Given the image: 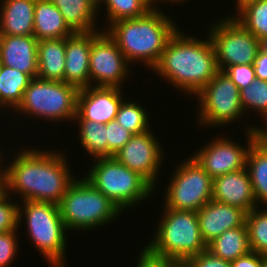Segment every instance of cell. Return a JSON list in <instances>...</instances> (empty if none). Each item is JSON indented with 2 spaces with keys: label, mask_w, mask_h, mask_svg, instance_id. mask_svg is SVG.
I'll list each match as a JSON object with an SVG mask.
<instances>
[{
  "label": "cell",
  "mask_w": 267,
  "mask_h": 267,
  "mask_svg": "<svg viewBox=\"0 0 267 267\" xmlns=\"http://www.w3.org/2000/svg\"><path fill=\"white\" fill-rule=\"evenodd\" d=\"M246 169L257 206L259 204L262 206L267 205V149L258 140L249 149Z\"/></svg>",
  "instance_id": "cell-25"
},
{
  "label": "cell",
  "mask_w": 267,
  "mask_h": 267,
  "mask_svg": "<svg viewBox=\"0 0 267 267\" xmlns=\"http://www.w3.org/2000/svg\"><path fill=\"white\" fill-rule=\"evenodd\" d=\"M16 231L18 230L0 233V267H9L20 251Z\"/></svg>",
  "instance_id": "cell-35"
},
{
  "label": "cell",
  "mask_w": 267,
  "mask_h": 267,
  "mask_svg": "<svg viewBox=\"0 0 267 267\" xmlns=\"http://www.w3.org/2000/svg\"><path fill=\"white\" fill-rule=\"evenodd\" d=\"M233 16L236 21L258 40L267 37V0H259L244 6Z\"/></svg>",
  "instance_id": "cell-28"
},
{
  "label": "cell",
  "mask_w": 267,
  "mask_h": 267,
  "mask_svg": "<svg viewBox=\"0 0 267 267\" xmlns=\"http://www.w3.org/2000/svg\"><path fill=\"white\" fill-rule=\"evenodd\" d=\"M207 250L214 256L230 262L252 252L246 224L224 231L208 244Z\"/></svg>",
  "instance_id": "cell-24"
},
{
  "label": "cell",
  "mask_w": 267,
  "mask_h": 267,
  "mask_svg": "<svg viewBox=\"0 0 267 267\" xmlns=\"http://www.w3.org/2000/svg\"><path fill=\"white\" fill-rule=\"evenodd\" d=\"M184 267H232L230 261L214 256L210 251L205 250L198 255L190 257Z\"/></svg>",
  "instance_id": "cell-37"
},
{
  "label": "cell",
  "mask_w": 267,
  "mask_h": 267,
  "mask_svg": "<svg viewBox=\"0 0 267 267\" xmlns=\"http://www.w3.org/2000/svg\"><path fill=\"white\" fill-rule=\"evenodd\" d=\"M91 32H74L65 41L64 82L78 90L90 86Z\"/></svg>",
  "instance_id": "cell-17"
},
{
  "label": "cell",
  "mask_w": 267,
  "mask_h": 267,
  "mask_svg": "<svg viewBox=\"0 0 267 267\" xmlns=\"http://www.w3.org/2000/svg\"><path fill=\"white\" fill-rule=\"evenodd\" d=\"M78 89L66 82L33 78L25 89L22 102L14 110L48 121H74ZM28 114V115H27Z\"/></svg>",
  "instance_id": "cell-8"
},
{
  "label": "cell",
  "mask_w": 267,
  "mask_h": 267,
  "mask_svg": "<svg viewBox=\"0 0 267 267\" xmlns=\"http://www.w3.org/2000/svg\"><path fill=\"white\" fill-rule=\"evenodd\" d=\"M107 131V157H113L126 143L133 134L120 126L116 120L105 124Z\"/></svg>",
  "instance_id": "cell-33"
},
{
  "label": "cell",
  "mask_w": 267,
  "mask_h": 267,
  "mask_svg": "<svg viewBox=\"0 0 267 267\" xmlns=\"http://www.w3.org/2000/svg\"><path fill=\"white\" fill-rule=\"evenodd\" d=\"M63 15L64 21L73 32H93L99 8L98 0H49ZM98 9V10H97Z\"/></svg>",
  "instance_id": "cell-21"
},
{
  "label": "cell",
  "mask_w": 267,
  "mask_h": 267,
  "mask_svg": "<svg viewBox=\"0 0 267 267\" xmlns=\"http://www.w3.org/2000/svg\"><path fill=\"white\" fill-rule=\"evenodd\" d=\"M240 102L242 108L252 109L259 112L263 120L266 122L264 125L267 128V81L256 79L249 86L240 90Z\"/></svg>",
  "instance_id": "cell-32"
},
{
  "label": "cell",
  "mask_w": 267,
  "mask_h": 267,
  "mask_svg": "<svg viewBox=\"0 0 267 267\" xmlns=\"http://www.w3.org/2000/svg\"><path fill=\"white\" fill-rule=\"evenodd\" d=\"M48 151L19 150L9 166H5L6 192L10 196L16 192L22 200L59 205L76 177L71 174L63 151Z\"/></svg>",
  "instance_id": "cell-1"
},
{
  "label": "cell",
  "mask_w": 267,
  "mask_h": 267,
  "mask_svg": "<svg viewBox=\"0 0 267 267\" xmlns=\"http://www.w3.org/2000/svg\"><path fill=\"white\" fill-rule=\"evenodd\" d=\"M153 240L143 247L150 258L185 263L208 249L199 227L197 211L164 208Z\"/></svg>",
  "instance_id": "cell-4"
},
{
  "label": "cell",
  "mask_w": 267,
  "mask_h": 267,
  "mask_svg": "<svg viewBox=\"0 0 267 267\" xmlns=\"http://www.w3.org/2000/svg\"><path fill=\"white\" fill-rule=\"evenodd\" d=\"M23 203L24 207L19 205L18 208V226L25 216L28 238H31L33 246L51 267H65L67 228L61 218L59 205L31 200H23Z\"/></svg>",
  "instance_id": "cell-5"
},
{
  "label": "cell",
  "mask_w": 267,
  "mask_h": 267,
  "mask_svg": "<svg viewBox=\"0 0 267 267\" xmlns=\"http://www.w3.org/2000/svg\"><path fill=\"white\" fill-rule=\"evenodd\" d=\"M91 32L90 86L118 87L129 74V65L116 42L104 30Z\"/></svg>",
  "instance_id": "cell-12"
},
{
  "label": "cell",
  "mask_w": 267,
  "mask_h": 267,
  "mask_svg": "<svg viewBox=\"0 0 267 267\" xmlns=\"http://www.w3.org/2000/svg\"><path fill=\"white\" fill-rule=\"evenodd\" d=\"M93 162L92 169L84 178L121 211L140 204L154 192L143 177L114 157L96 158Z\"/></svg>",
  "instance_id": "cell-7"
},
{
  "label": "cell",
  "mask_w": 267,
  "mask_h": 267,
  "mask_svg": "<svg viewBox=\"0 0 267 267\" xmlns=\"http://www.w3.org/2000/svg\"><path fill=\"white\" fill-rule=\"evenodd\" d=\"M223 72L228 75L239 90L246 88L257 79L253 64L228 66Z\"/></svg>",
  "instance_id": "cell-36"
},
{
  "label": "cell",
  "mask_w": 267,
  "mask_h": 267,
  "mask_svg": "<svg viewBox=\"0 0 267 267\" xmlns=\"http://www.w3.org/2000/svg\"><path fill=\"white\" fill-rule=\"evenodd\" d=\"M246 128H248L245 132L247 147L239 145L232 139L230 141L226 137L218 136L192 155L212 179L246 168L247 154L251 145L257 140L259 127L249 125Z\"/></svg>",
  "instance_id": "cell-13"
},
{
  "label": "cell",
  "mask_w": 267,
  "mask_h": 267,
  "mask_svg": "<svg viewBox=\"0 0 267 267\" xmlns=\"http://www.w3.org/2000/svg\"><path fill=\"white\" fill-rule=\"evenodd\" d=\"M149 114L140 104L123 100L116 115V121L132 134H139L149 130ZM149 121V122H148Z\"/></svg>",
  "instance_id": "cell-31"
},
{
  "label": "cell",
  "mask_w": 267,
  "mask_h": 267,
  "mask_svg": "<svg viewBox=\"0 0 267 267\" xmlns=\"http://www.w3.org/2000/svg\"><path fill=\"white\" fill-rule=\"evenodd\" d=\"M198 97V125H227L243 116L240 90L228 75L219 71L196 95Z\"/></svg>",
  "instance_id": "cell-10"
},
{
  "label": "cell",
  "mask_w": 267,
  "mask_h": 267,
  "mask_svg": "<svg viewBox=\"0 0 267 267\" xmlns=\"http://www.w3.org/2000/svg\"><path fill=\"white\" fill-rule=\"evenodd\" d=\"M256 78L267 81V54L259 50L257 58L253 64Z\"/></svg>",
  "instance_id": "cell-40"
},
{
  "label": "cell",
  "mask_w": 267,
  "mask_h": 267,
  "mask_svg": "<svg viewBox=\"0 0 267 267\" xmlns=\"http://www.w3.org/2000/svg\"><path fill=\"white\" fill-rule=\"evenodd\" d=\"M150 130L133 134L126 145L113 157L124 166L138 173L155 189L156 186L154 185H157L156 181L158 180L156 179H158L159 169L162 167L161 161H163L164 152H162L160 140Z\"/></svg>",
  "instance_id": "cell-14"
},
{
  "label": "cell",
  "mask_w": 267,
  "mask_h": 267,
  "mask_svg": "<svg viewBox=\"0 0 267 267\" xmlns=\"http://www.w3.org/2000/svg\"><path fill=\"white\" fill-rule=\"evenodd\" d=\"M73 33L55 5L49 0H36L34 9V37L38 41L66 38Z\"/></svg>",
  "instance_id": "cell-23"
},
{
  "label": "cell",
  "mask_w": 267,
  "mask_h": 267,
  "mask_svg": "<svg viewBox=\"0 0 267 267\" xmlns=\"http://www.w3.org/2000/svg\"><path fill=\"white\" fill-rule=\"evenodd\" d=\"M152 1V4H154V6L156 7V5L158 4V0H151ZM159 1H162V2H160V3H163L164 1L165 2H168V3H172V2H174V4H175V2L177 3H182L181 1H186V0H159ZM154 2V3H153Z\"/></svg>",
  "instance_id": "cell-45"
},
{
  "label": "cell",
  "mask_w": 267,
  "mask_h": 267,
  "mask_svg": "<svg viewBox=\"0 0 267 267\" xmlns=\"http://www.w3.org/2000/svg\"><path fill=\"white\" fill-rule=\"evenodd\" d=\"M232 267H263V255L247 253L231 262Z\"/></svg>",
  "instance_id": "cell-39"
},
{
  "label": "cell",
  "mask_w": 267,
  "mask_h": 267,
  "mask_svg": "<svg viewBox=\"0 0 267 267\" xmlns=\"http://www.w3.org/2000/svg\"><path fill=\"white\" fill-rule=\"evenodd\" d=\"M38 40L34 36L0 35V64L37 77Z\"/></svg>",
  "instance_id": "cell-19"
},
{
  "label": "cell",
  "mask_w": 267,
  "mask_h": 267,
  "mask_svg": "<svg viewBox=\"0 0 267 267\" xmlns=\"http://www.w3.org/2000/svg\"><path fill=\"white\" fill-rule=\"evenodd\" d=\"M0 35L34 36L36 0H1Z\"/></svg>",
  "instance_id": "cell-20"
},
{
  "label": "cell",
  "mask_w": 267,
  "mask_h": 267,
  "mask_svg": "<svg viewBox=\"0 0 267 267\" xmlns=\"http://www.w3.org/2000/svg\"><path fill=\"white\" fill-rule=\"evenodd\" d=\"M159 9L157 5L144 16L120 20L110 26L106 24L105 31L116 42L129 64L143 61L152 70L166 44L179 29L173 17L169 18Z\"/></svg>",
  "instance_id": "cell-3"
},
{
  "label": "cell",
  "mask_w": 267,
  "mask_h": 267,
  "mask_svg": "<svg viewBox=\"0 0 267 267\" xmlns=\"http://www.w3.org/2000/svg\"><path fill=\"white\" fill-rule=\"evenodd\" d=\"M246 215L247 212L239 207L210 200L197 211L200 232L206 244L228 229L245 225Z\"/></svg>",
  "instance_id": "cell-16"
},
{
  "label": "cell",
  "mask_w": 267,
  "mask_h": 267,
  "mask_svg": "<svg viewBox=\"0 0 267 267\" xmlns=\"http://www.w3.org/2000/svg\"><path fill=\"white\" fill-rule=\"evenodd\" d=\"M212 200L239 207L247 213L257 207L247 169L213 178Z\"/></svg>",
  "instance_id": "cell-18"
},
{
  "label": "cell",
  "mask_w": 267,
  "mask_h": 267,
  "mask_svg": "<svg viewBox=\"0 0 267 267\" xmlns=\"http://www.w3.org/2000/svg\"><path fill=\"white\" fill-rule=\"evenodd\" d=\"M63 223L67 230L88 231L117 220L122 212L102 192L85 178L75 179L59 203Z\"/></svg>",
  "instance_id": "cell-6"
},
{
  "label": "cell",
  "mask_w": 267,
  "mask_h": 267,
  "mask_svg": "<svg viewBox=\"0 0 267 267\" xmlns=\"http://www.w3.org/2000/svg\"><path fill=\"white\" fill-rule=\"evenodd\" d=\"M263 267H267V256H263Z\"/></svg>",
  "instance_id": "cell-47"
},
{
  "label": "cell",
  "mask_w": 267,
  "mask_h": 267,
  "mask_svg": "<svg viewBox=\"0 0 267 267\" xmlns=\"http://www.w3.org/2000/svg\"><path fill=\"white\" fill-rule=\"evenodd\" d=\"M10 195L6 192L0 197V233L19 230L18 208L19 205L10 201Z\"/></svg>",
  "instance_id": "cell-34"
},
{
  "label": "cell",
  "mask_w": 267,
  "mask_h": 267,
  "mask_svg": "<svg viewBox=\"0 0 267 267\" xmlns=\"http://www.w3.org/2000/svg\"><path fill=\"white\" fill-rule=\"evenodd\" d=\"M256 1H259V0H236L235 2H237L236 4V7L235 9L237 8V12L242 9L244 6H246L247 4L249 3H252V2H256Z\"/></svg>",
  "instance_id": "cell-42"
},
{
  "label": "cell",
  "mask_w": 267,
  "mask_h": 267,
  "mask_svg": "<svg viewBox=\"0 0 267 267\" xmlns=\"http://www.w3.org/2000/svg\"><path fill=\"white\" fill-rule=\"evenodd\" d=\"M118 87H87L77 94L74 121H92L106 124L116 119L118 109L124 100Z\"/></svg>",
  "instance_id": "cell-15"
},
{
  "label": "cell",
  "mask_w": 267,
  "mask_h": 267,
  "mask_svg": "<svg viewBox=\"0 0 267 267\" xmlns=\"http://www.w3.org/2000/svg\"><path fill=\"white\" fill-rule=\"evenodd\" d=\"M175 169L164 188V208L198 211L212 200L213 179L192 155Z\"/></svg>",
  "instance_id": "cell-9"
},
{
  "label": "cell",
  "mask_w": 267,
  "mask_h": 267,
  "mask_svg": "<svg viewBox=\"0 0 267 267\" xmlns=\"http://www.w3.org/2000/svg\"><path fill=\"white\" fill-rule=\"evenodd\" d=\"M213 24L208 36L214 47L219 71L232 65L254 64L260 48L259 40L252 33L245 30L233 16Z\"/></svg>",
  "instance_id": "cell-11"
},
{
  "label": "cell",
  "mask_w": 267,
  "mask_h": 267,
  "mask_svg": "<svg viewBox=\"0 0 267 267\" xmlns=\"http://www.w3.org/2000/svg\"><path fill=\"white\" fill-rule=\"evenodd\" d=\"M260 127L257 130V140L267 149V128Z\"/></svg>",
  "instance_id": "cell-41"
},
{
  "label": "cell",
  "mask_w": 267,
  "mask_h": 267,
  "mask_svg": "<svg viewBox=\"0 0 267 267\" xmlns=\"http://www.w3.org/2000/svg\"><path fill=\"white\" fill-rule=\"evenodd\" d=\"M1 151V150H0ZM3 156H2V154H1V152H0V177H6L5 176V167H4V165L3 166H1L2 164L1 163H3L2 162V160H3V158H2ZM4 167V168H3ZM3 168V169H2Z\"/></svg>",
  "instance_id": "cell-46"
},
{
  "label": "cell",
  "mask_w": 267,
  "mask_h": 267,
  "mask_svg": "<svg viewBox=\"0 0 267 267\" xmlns=\"http://www.w3.org/2000/svg\"><path fill=\"white\" fill-rule=\"evenodd\" d=\"M6 193V177H0V197Z\"/></svg>",
  "instance_id": "cell-44"
},
{
  "label": "cell",
  "mask_w": 267,
  "mask_h": 267,
  "mask_svg": "<svg viewBox=\"0 0 267 267\" xmlns=\"http://www.w3.org/2000/svg\"><path fill=\"white\" fill-rule=\"evenodd\" d=\"M136 267H184V263L177 261H160L150 258L143 251H140Z\"/></svg>",
  "instance_id": "cell-38"
},
{
  "label": "cell",
  "mask_w": 267,
  "mask_h": 267,
  "mask_svg": "<svg viewBox=\"0 0 267 267\" xmlns=\"http://www.w3.org/2000/svg\"><path fill=\"white\" fill-rule=\"evenodd\" d=\"M79 142L91 157H107V128L105 124L92 121H78Z\"/></svg>",
  "instance_id": "cell-27"
},
{
  "label": "cell",
  "mask_w": 267,
  "mask_h": 267,
  "mask_svg": "<svg viewBox=\"0 0 267 267\" xmlns=\"http://www.w3.org/2000/svg\"><path fill=\"white\" fill-rule=\"evenodd\" d=\"M246 226L252 251L267 256V206L250 210L246 215Z\"/></svg>",
  "instance_id": "cell-30"
},
{
  "label": "cell",
  "mask_w": 267,
  "mask_h": 267,
  "mask_svg": "<svg viewBox=\"0 0 267 267\" xmlns=\"http://www.w3.org/2000/svg\"><path fill=\"white\" fill-rule=\"evenodd\" d=\"M259 48L261 52H264L267 54V37L261 38L259 40Z\"/></svg>",
  "instance_id": "cell-43"
},
{
  "label": "cell",
  "mask_w": 267,
  "mask_h": 267,
  "mask_svg": "<svg viewBox=\"0 0 267 267\" xmlns=\"http://www.w3.org/2000/svg\"><path fill=\"white\" fill-rule=\"evenodd\" d=\"M152 71L178 91L196 95L219 72L211 39L184 36L178 29Z\"/></svg>",
  "instance_id": "cell-2"
},
{
  "label": "cell",
  "mask_w": 267,
  "mask_h": 267,
  "mask_svg": "<svg viewBox=\"0 0 267 267\" xmlns=\"http://www.w3.org/2000/svg\"><path fill=\"white\" fill-rule=\"evenodd\" d=\"M32 78L17 69L0 66V109L11 108L13 111L22 102L25 89Z\"/></svg>",
  "instance_id": "cell-26"
},
{
  "label": "cell",
  "mask_w": 267,
  "mask_h": 267,
  "mask_svg": "<svg viewBox=\"0 0 267 267\" xmlns=\"http://www.w3.org/2000/svg\"><path fill=\"white\" fill-rule=\"evenodd\" d=\"M66 38L38 41L37 77L43 80L64 82Z\"/></svg>",
  "instance_id": "cell-22"
},
{
  "label": "cell",
  "mask_w": 267,
  "mask_h": 267,
  "mask_svg": "<svg viewBox=\"0 0 267 267\" xmlns=\"http://www.w3.org/2000/svg\"><path fill=\"white\" fill-rule=\"evenodd\" d=\"M103 2L109 26L120 20L144 16L154 7L151 0H98L100 5Z\"/></svg>",
  "instance_id": "cell-29"
}]
</instances>
